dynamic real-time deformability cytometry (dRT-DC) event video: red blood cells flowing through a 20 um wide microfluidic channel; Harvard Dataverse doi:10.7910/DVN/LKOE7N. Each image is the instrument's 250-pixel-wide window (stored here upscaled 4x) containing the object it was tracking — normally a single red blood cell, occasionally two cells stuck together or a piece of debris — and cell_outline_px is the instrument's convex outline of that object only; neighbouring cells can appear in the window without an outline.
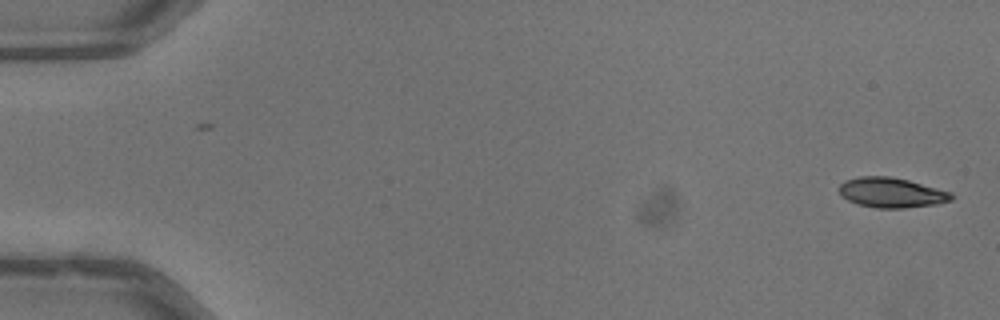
{"species": "common noctule bat (a hibernating species)", "species_latin": "Nyctalus noctula", "temperature_condition": "warm", "stored_images_in_passage": 51, "camera_frame_rate_fps": 3000, "um_per_image_px": 0.085, "animal": {"sex": "male", "body_mass_g": 13.3}, "frame": {"image": 1, "passage_image": 1, "time_ms": 0.0, "image_size_px": [1000, 320], "cell_outline_px": [[956, 196], [952, 200], [936, 204], [904, 208], [876, 208], [860, 204], [848, 200], [840, 196], [840, 184], [844, 180], [860, 176], [888, 176], [908, 180], [952, 192]], "centroid_in_image_um": [75.79, 16.37], "position_along_channel_um": 9.2, "area_um2": 19.65}}
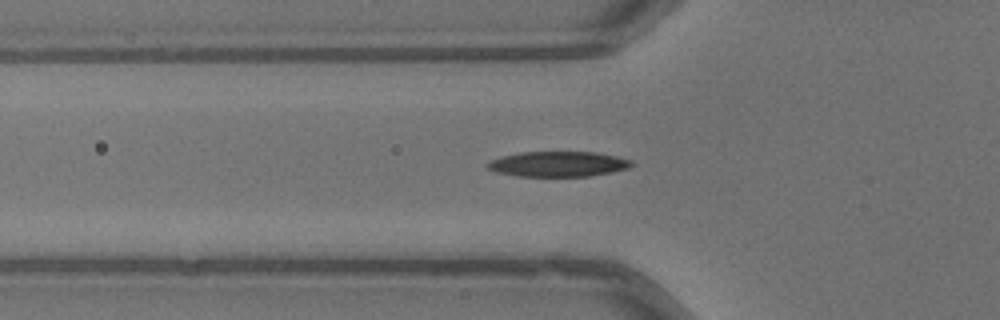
{"frame": {"image": 2, "passage_image": 18, "time_ms": 5.667, "image_size_px": [1000, 320], "cell_outline_px": [[636, 164], [628, 168], [588, 176], [520, 176], [496, 172], [488, 168], [488, 164], [492, 160], [500, 156], [520, 152], [596, 152], [616, 156], [632, 160]], "centroid_in_image_um": [47.47, 13.93], "position_along_channel_um": 78.3, "area_um2": 21.04}}
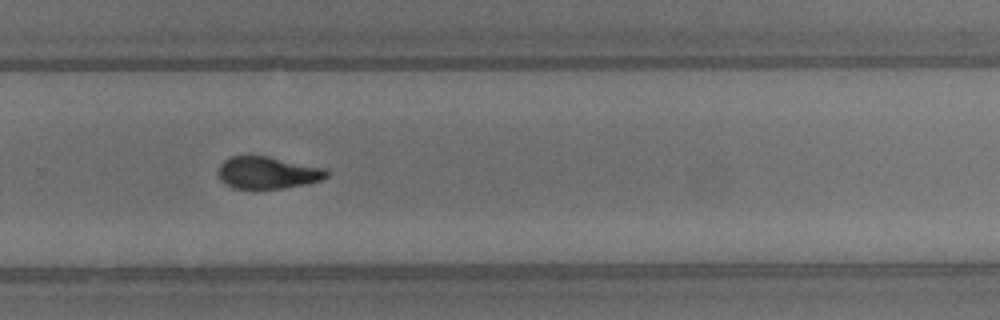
{"frame": {"image": 3, "passage_image": 35, "time_ms": 11.333, "image_size_px": [1000, 320], "cell_outline_px": [[328, 176], [320, 180], [304, 184], [284, 188], [232, 188], [224, 184], [220, 180], [216, 172], [220, 164], [224, 160], [232, 156], [268, 156], [328, 168]], "centroid_in_image_um": [22.73, 14.67], "position_along_channel_um": 307.1, "area_um2": 20.46}, "authors_computed_cell_mechanics": {"area_um2": 20.6346, "velocity_mm_per_s": 4.0323, "shape_relaxation_time_tau1_ms": 3.8054, "shape_relaxation_time_tau2_ms": 3.6189, "deformation_change_tau1": 0.1885, "deformation_change_tau2": 0.1117}}